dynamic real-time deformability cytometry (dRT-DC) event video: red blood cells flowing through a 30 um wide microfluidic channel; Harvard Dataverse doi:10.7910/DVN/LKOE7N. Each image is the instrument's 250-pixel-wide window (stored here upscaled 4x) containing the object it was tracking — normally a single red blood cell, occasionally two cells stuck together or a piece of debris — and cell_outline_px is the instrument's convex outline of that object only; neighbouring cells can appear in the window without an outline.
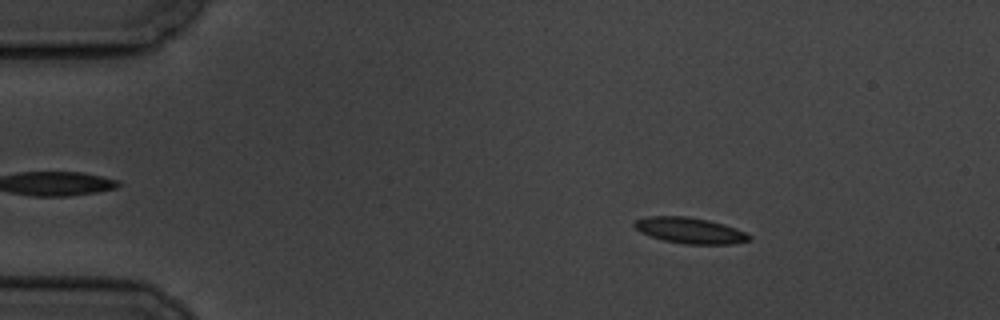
{"species": "common noctule bat (a hibernating species)", "species_latin": "Nyctalus noctula", "temperature_condition": "cold", "stored_images_in_passage": 10, "camera_frame_rate_fps": 3000, "um_per_image_px": 0.085, "animal": {"sex": "male", "body_mass_g": 19.5, "forearm_length_mm": 54.6}, "frame": {"image": 1, "passage_image": 1, "time_ms": 0.0, "image_size_px": [1000, 320], "cell_outline_px": [[752, 240], [732, 244], [684, 244], [664, 240], [640, 232], [632, 224], [636, 220], [648, 216], [688, 216], [708, 220], [724, 224], [736, 228], [752, 236]], "centroid_in_image_um": [58.67, 19.59], "position_along_channel_um": 26.3, "area_um2": 17.34}}
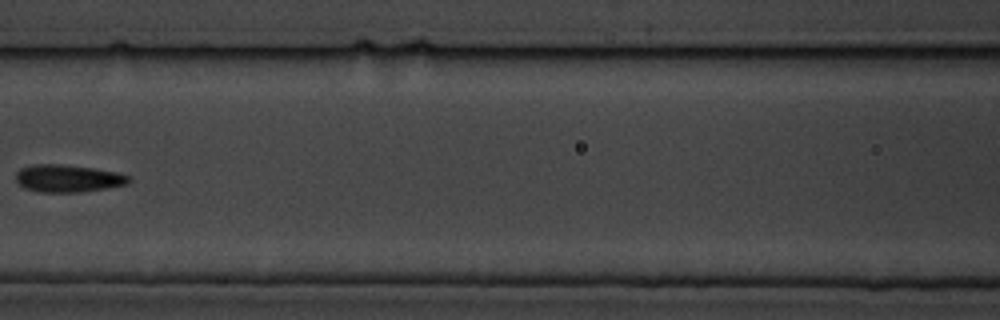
{"frame": {"image": 2, "passage_image": 6, "time_ms": 6.0, "image_size_px": [1000, 320], "cell_outline_px": [[132, 180], [128, 184], [108, 188], [76, 192], [40, 192], [24, 188], [16, 180], [16, 172], [20, 168], [32, 164], [60, 164], [92, 168], [116, 172], [128, 176]], "centroid_in_image_um": [5.76, 15.16], "position_along_channel_um": 160.8, "area_um2": 18.03}}
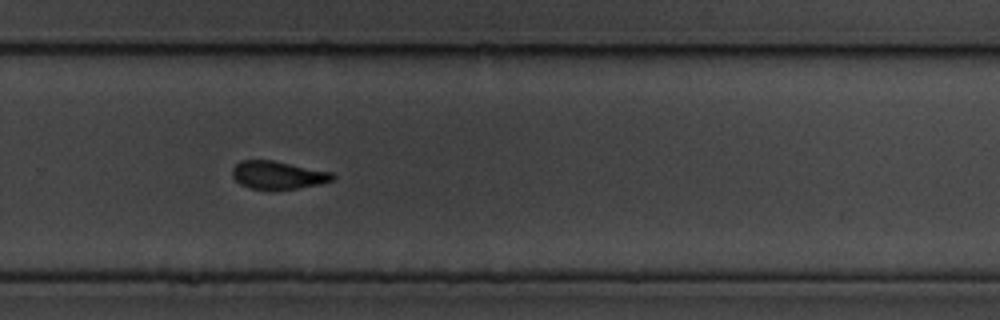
{"frame": {"image": 3, "passage_image": 10, "time_ms": 10.333, "image_size_px": [1000, 320], "cell_outline_px": [[336, 176], [332, 180], [320, 184], [272, 192], [248, 188], [240, 184], [232, 176], [232, 168], [240, 160], [272, 160], [332, 172]], "centroid_in_image_um": [23.59, 14.91], "position_along_channel_um": 306.2, "area_um2": 16.76}}